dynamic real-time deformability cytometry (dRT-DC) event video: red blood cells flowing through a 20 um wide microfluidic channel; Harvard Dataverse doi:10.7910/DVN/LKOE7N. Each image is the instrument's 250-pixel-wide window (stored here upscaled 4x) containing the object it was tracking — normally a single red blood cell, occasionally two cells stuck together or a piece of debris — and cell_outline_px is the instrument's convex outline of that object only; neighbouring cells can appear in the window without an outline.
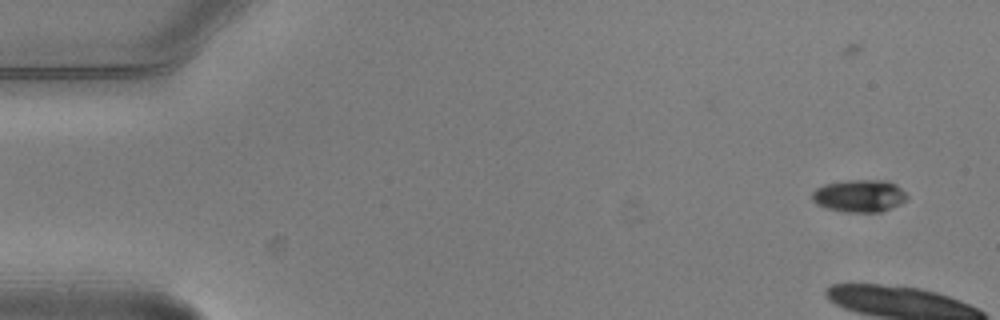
{"species": "common noctule bat (a hibernating species)", "species_latin": "Nyctalus noctula", "temperature_condition": "warm", "stored_images_in_passage": 5, "camera_frame_rate_fps": 3000, "um_per_image_px": 0.085, "animal": {"sex": "male", "body_mass_g": 20.5, "forearm_length_mm": 52.5}, "frame": {"image": 1, "passage_image": 1, "time_ms": 0.0, "image_size_px": [1000, 320], "cell_outline_px": [[908, 196], [900, 204], [880, 212], [844, 212], [828, 208], [816, 204], [812, 200], [812, 192], [816, 188], [824, 184], [848, 180], [888, 180], [896, 184]], "centroid_in_image_um": [73.03, 16.64], "position_along_channel_um": 12.0, "area_um2": 17.92}}
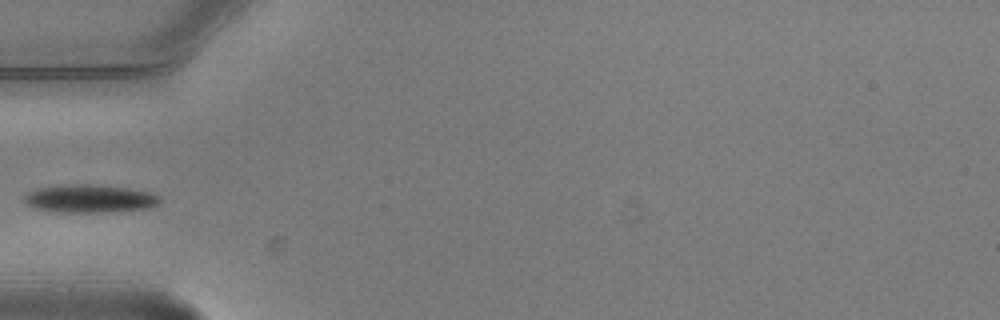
{"frame": {"image": 2, "passage_image": 5, "time_ms": 1.333, "image_size_px": [1000, 320], "cell_outline_px": [[160, 204], [148, 208], [104, 212], [60, 212], [32, 208], [24, 200], [24, 196], [28, 192], [40, 188], [64, 184], [100, 184], [128, 188], [152, 192], [160, 196]], "centroid_in_image_um": [7.66, 16.87], "position_along_channel_um": 77.3, "area_um2": 22.31}}